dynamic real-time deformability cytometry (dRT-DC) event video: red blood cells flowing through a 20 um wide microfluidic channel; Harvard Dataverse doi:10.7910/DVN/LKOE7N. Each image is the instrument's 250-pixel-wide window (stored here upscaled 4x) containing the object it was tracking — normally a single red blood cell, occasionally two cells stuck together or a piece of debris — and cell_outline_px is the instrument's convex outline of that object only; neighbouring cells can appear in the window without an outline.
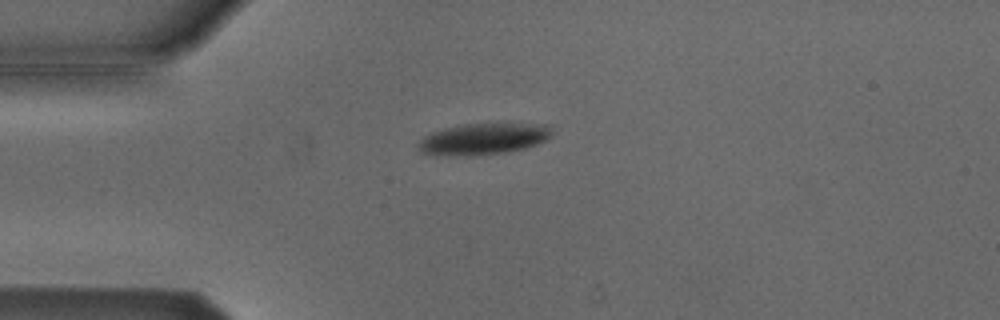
{"species": "Egyptian fruit bat (a non-hibernating species)", "species_latin": "Rousettus aegyptiacus", "temperature_condition": "cold", "stored_images_in_passage": 4, "camera_frame_rate_fps": 3000, "um_per_image_px": 0.085, "animal": {"sex": "male"}, "frame": {"image": 1, "passage_image": 2, "time_ms": 0.333, "image_size_px": [1000, 320], "cell_outline_px": [[552, 136], [536, 144], [524, 148], [504, 152], [472, 156], [424, 152], [416, 144], [424, 136], [432, 132], [444, 128], [464, 124], [552, 124]], "centroid_in_image_um": [41.15, 11.78], "position_along_channel_um": 43.9, "area_um2": 23.93}}
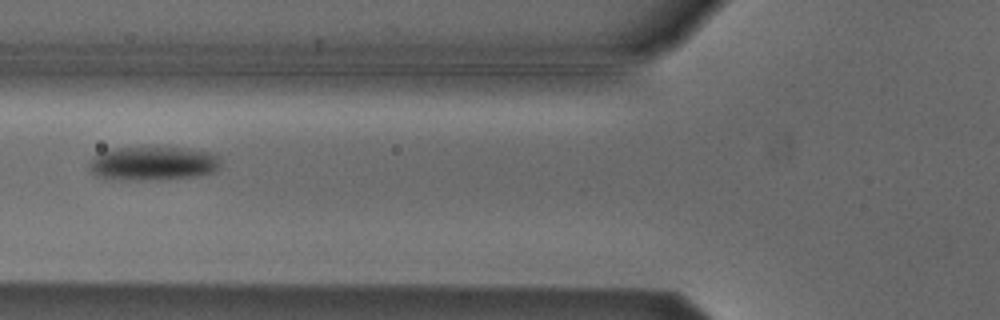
{"frame": {"image": 2, "passage_image": 4, "time_ms": 1.0, "image_size_px": [1000, 320], "cell_outline_px": [[220, 164], [212, 172], [200, 176], [140, 180], [128, 180], [100, 176], [92, 172], [88, 168], [92, 156], [100, 152], [116, 148], [188, 148], [216, 152], [220, 156]], "centroid_in_image_um": [13.05, 13.87], "position_along_channel_um": 112.7, "area_um2": 25.84}}